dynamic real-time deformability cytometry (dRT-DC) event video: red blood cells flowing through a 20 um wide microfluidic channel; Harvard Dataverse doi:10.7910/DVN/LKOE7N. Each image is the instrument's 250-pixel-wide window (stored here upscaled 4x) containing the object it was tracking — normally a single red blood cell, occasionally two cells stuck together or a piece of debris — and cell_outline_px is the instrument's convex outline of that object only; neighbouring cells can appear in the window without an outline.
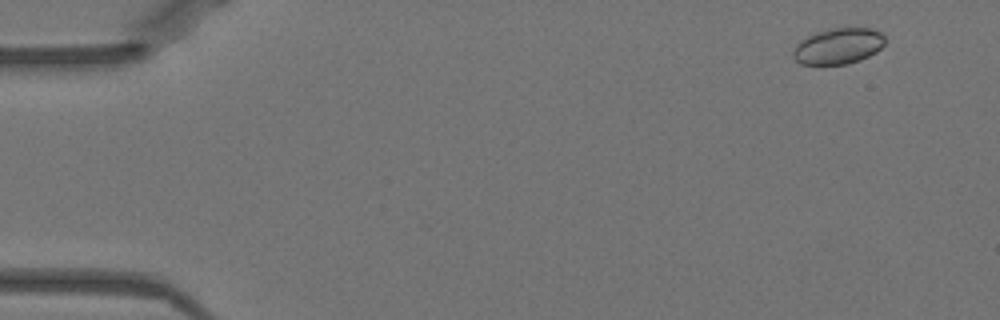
{"species": "Egyptian fruit bat (a non-hibernating species)", "species_latin": "Rousettus aegyptiacus", "temperature_condition": "warm", "stored_images_in_passage": 52, "camera_frame_rate_fps": 3000, "um_per_image_px": 0.085, "animal": {"sex": "female"}, "frame": {"image": 1, "passage_image": 4, "time_ms": 1.0, "image_size_px": [1000, 320], "cell_outline_px": [[884, 44], [876, 52], [860, 60], [848, 64], [800, 64], [792, 56], [792, 48], [800, 40], [816, 32], [828, 28], [872, 28], [880, 32], [884, 36]], "centroid_in_image_um": [71.22, 3.91], "position_along_channel_um": 13.8, "area_um2": 19.36}}
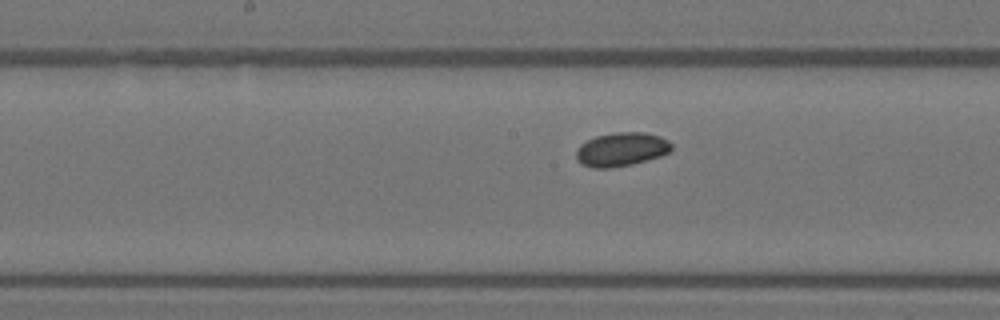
{"frame": {"image": 2, "passage_image": 27, "time_ms": 8.667, "image_size_px": [1000, 320], "cell_outline_px": [[672, 148], [668, 152], [660, 156], [632, 164], [608, 168], [592, 168], [584, 164], [576, 156], [576, 148], [580, 144], [596, 136], [616, 132], [644, 132], [660, 136], [668, 140], [672, 144]], "centroid_in_image_um": [52.83, 12.68], "position_along_channel_um": 195.4, "area_um2": 18.61}}
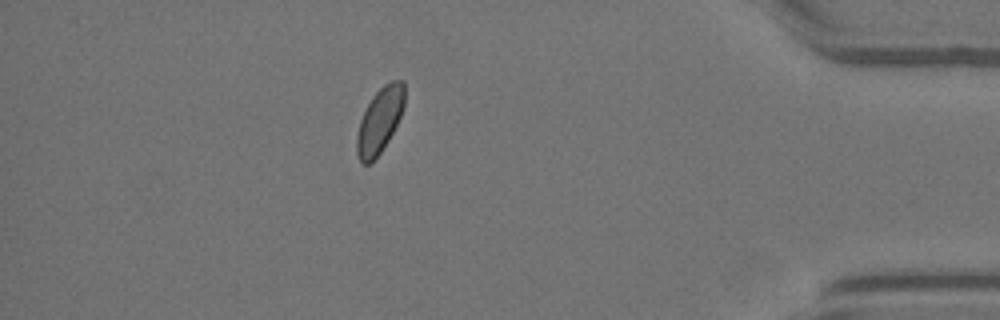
{"frame": {"image": 3, "passage_image": 46, "time_ms": 15.0, "image_size_px": [1000, 320], "cell_outline_px": [[404, 108], [388, 140], [380, 152], [368, 164], [364, 164], [360, 160], [356, 152], [356, 136], [360, 120], [372, 96], [384, 84], [392, 80], [404, 80]], "centroid_in_image_um": [32.27, 10.2], "position_along_channel_um": 402.9, "area_um2": 17.86}, "authors_computed_cell_mechanics": {"area_um2": 18.6116, "velocity_mm_per_s": 3.9524, "shape_relaxation_time_tau1_ms": 2.141, "shape_relaxation_time_tau2_ms": null, "deformation_change_tau1": 0.0679, "deformation_change_tau2": null}}